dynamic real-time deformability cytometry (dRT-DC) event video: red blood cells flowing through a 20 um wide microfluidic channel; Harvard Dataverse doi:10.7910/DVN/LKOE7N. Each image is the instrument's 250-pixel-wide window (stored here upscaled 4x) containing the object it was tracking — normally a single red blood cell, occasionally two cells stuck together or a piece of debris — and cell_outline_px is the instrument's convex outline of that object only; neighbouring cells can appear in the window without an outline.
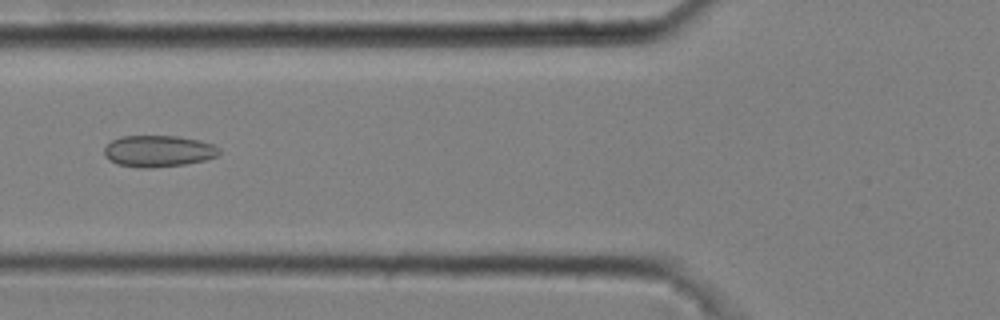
{"species": "common noctule bat (a hibernating species)", "species_latin": "Nyctalus noctula", "temperature_condition": "cold", "stored_images_in_passage": 50, "camera_frame_rate_fps": 3000, "um_per_image_px": 0.085, "animal": {"sex": "male", "body_mass_g": 20.4}, "frame": {"image": 1, "passage_image": 20, "time_ms": 6.333, "image_size_px": [1000, 320], "cell_outline_px": [[220, 152], [216, 156], [204, 160], [184, 164], [152, 168], [140, 168], [116, 164], [108, 160], [104, 156], [104, 148], [112, 140], [120, 136], [180, 136], [200, 140], [212, 144], [220, 148]], "centroid_in_image_um": [13.43, 12.84], "position_along_channel_um": 112.4, "area_um2": 21.27}}
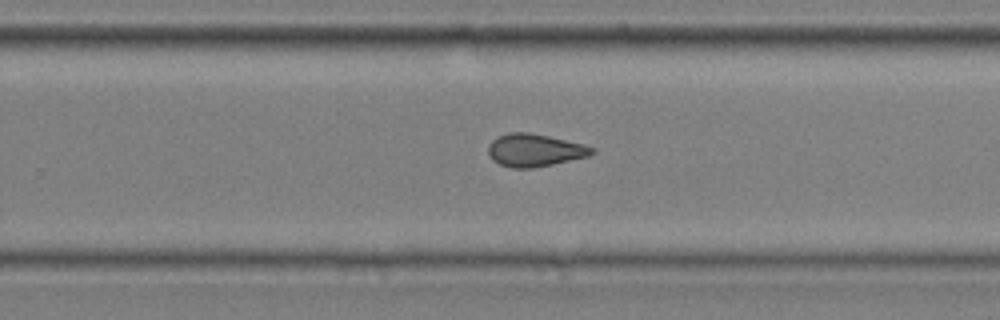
{"frame": {"image": 2, "passage_image": 34, "time_ms": 11.0, "image_size_px": [1000, 320], "cell_outline_px": [[596, 152], [588, 156], [552, 164], [532, 168], [512, 168], [500, 164], [492, 160], [488, 152], [488, 144], [492, 140], [508, 132], [528, 132], [548, 136], [584, 144], [596, 148]], "centroid_in_image_um": [45.45, 12.76], "position_along_channel_um": 284.4, "area_um2": 19.71}}
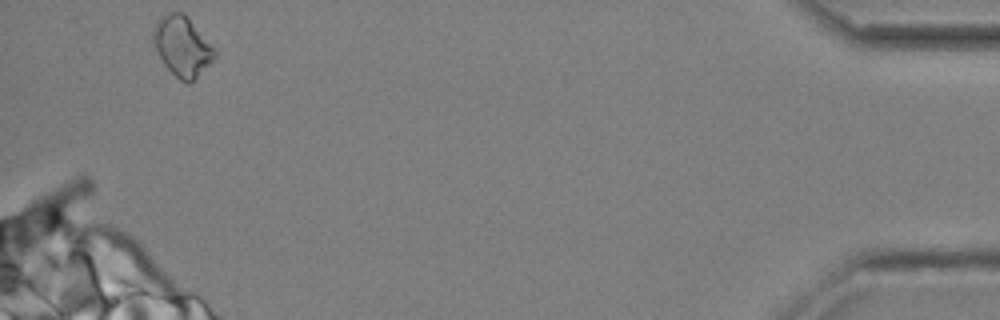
{"frame": {"image": 3, "passage_image": 50, "time_ms": 16.333, "image_size_px": [1000, 320], "cell_outline_px": [[216, 56], [188, 84], [180, 80], [164, 64], [152, 44], [152, 32], [156, 24], [168, 12], [184, 12], [188, 16], [216, 52]], "centroid_in_image_um": [15.45, 3.91], "position_along_channel_um": 419.7, "area_um2": 20.87}, "authors_computed_cell_mechanics": {"area_um2": 19.9121, "velocity_mm_per_s": 3.6915, "shape_relaxation_time_tau1_ms": null, "shape_relaxation_time_tau2_ms": 2.5355, "deformation_change_tau1": null, "deformation_change_tau2": 0.0808}}